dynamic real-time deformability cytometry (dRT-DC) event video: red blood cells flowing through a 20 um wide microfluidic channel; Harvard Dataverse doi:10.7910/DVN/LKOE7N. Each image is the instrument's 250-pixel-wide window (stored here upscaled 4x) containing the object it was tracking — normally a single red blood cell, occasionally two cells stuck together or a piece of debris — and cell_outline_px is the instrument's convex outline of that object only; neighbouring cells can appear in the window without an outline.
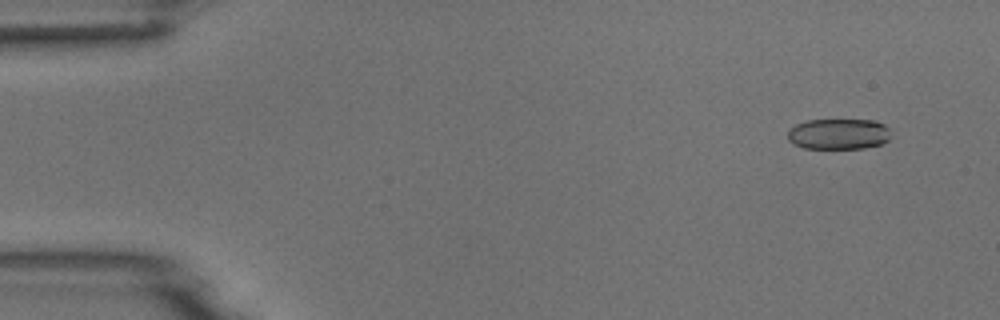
{"species": "common noctule bat (a hibernating species)", "species_latin": "Nyctalus noctula", "temperature_condition": "room temperature", "stored_images_in_passage": 7, "camera_frame_rate_fps": 3000, "um_per_image_px": 0.085, "animal": {"sex": "male", "body_mass_g": 18.8}, "frame": {"image": 1, "passage_image": 1, "time_ms": 0.0, "image_size_px": [1000, 320], "cell_outline_px": [[892, 136], [888, 140], [880, 144], [864, 148], [804, 148], [792, 144], [788, 140], [788, 132], [796, 124], [808, 120], [876, 120], [884, 124], [888, 128]], "centroid_in_image_um": [71.3, 11.39], "position_along_channel_um": 13.7, "area_um2": 18.55}}
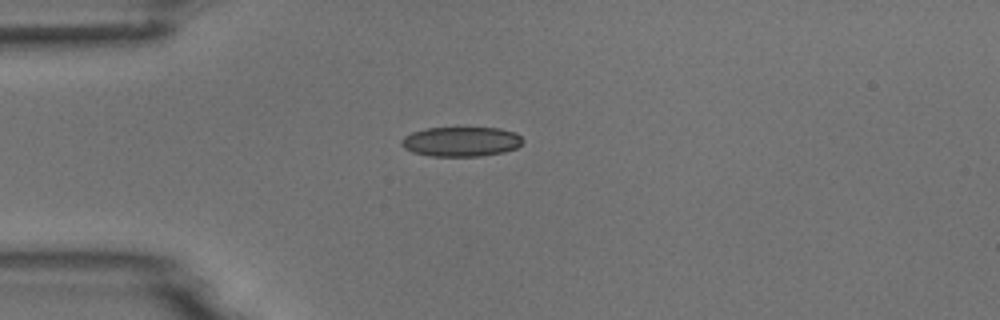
{"frame": {"image": 2, "passage_image": 4, "time_ms": 3.333, "image_size_px": [1000, 320], "cell_outline_px": [[524, 140], [516, 148], [504, 152], [480, 156], [428, 156], [412, 152], [404, 148], [400, 144], [400, 140], [404, 136], [412, 132], [424, 128], [500, 128], [516, 132]], "centroid_in_image_um": [39.17, 12.03], "position_along_channel_um": 45.8, "area_um2": 21.15}}
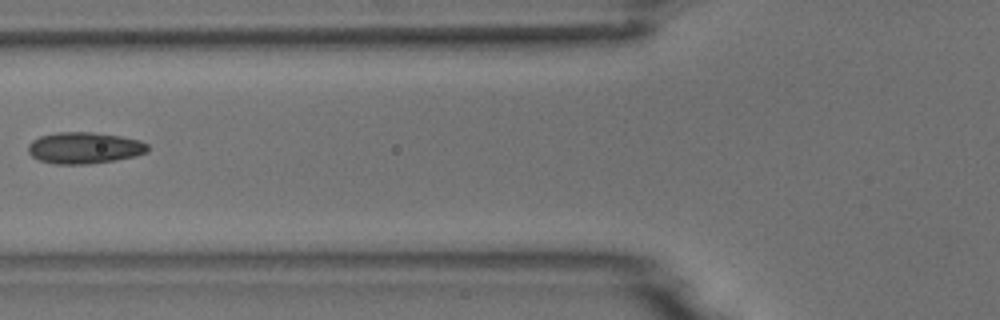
{"frame": {"image": 3, "passage_image": 6, "time_ms": 5.667, "image_size_px": [1000, 320], "cell_outline_px": [[148, 152], [136, 156], [88, 164], [56, 164], [40, 160], [32, 156], [28, 152], [28, 144], [32, 140], [40, 136], [56, 132], [92, 132], [120, 136], [140, 140], [148, 144]], "centroid_in_image_um": [7.17, 12.56], "position_along_channel_um": 118.6, "area_um2": 21.91}}